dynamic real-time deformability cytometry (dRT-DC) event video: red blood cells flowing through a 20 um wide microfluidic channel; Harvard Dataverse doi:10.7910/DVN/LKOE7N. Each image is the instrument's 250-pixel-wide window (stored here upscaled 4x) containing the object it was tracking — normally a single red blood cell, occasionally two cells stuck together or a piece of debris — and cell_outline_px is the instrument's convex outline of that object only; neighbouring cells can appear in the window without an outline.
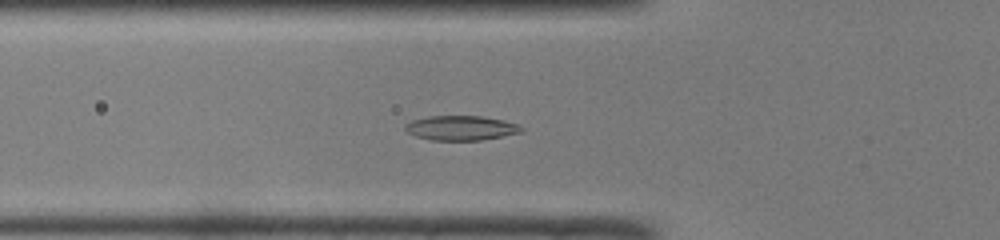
{"species": "common noctule bat (a hibernating species)", "species_latin": "Nyctalus noctula", "temperature_condition": "room temperature", "stored_images_in_passage": 39, "camera_frame_rate_fps": 3000, "um_per_image_px": 0.085, "animal": {"sex": "male", "body_mass_g": 19.0, "forearm_length_mm": 50.8}, "frame": {"image": 1, "passage_image": 7, "time_ms": 2.0, "image_size_px": [1000, 240], "cell_outline_px": [[524, 128], [520, 132], [480, 140], [432, 140], [416, 136], [408, 132], [404, 128], [404, 124], [412, 120], [428, 116], [480, 116], [504, 120], [520, 124]], "centroid_in_image_um": [39.17, 10.86], "position_along_channel_um": 86.6, "area_um2": 16.59}}
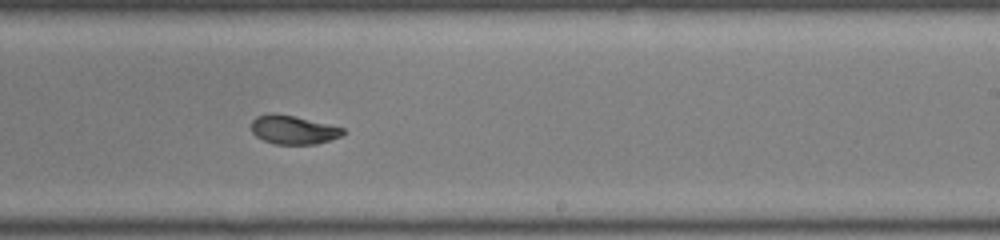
{"frame": {"image": 2, "passage_image": 20, "time_ms": 6.333, "image_size_px": [1000, 240], "cell_outline_px": [[344, 132], [340, 136], [316, 144], [272, 144], [256, 136], [252, 132], [252, 120], [256, 116], [272, 112], [292, 116], [344, 128]], "centroid_in_image_um": [24.87, 11.03], "position_along_channel_um": 264.1, "area_um2": 15.09}}
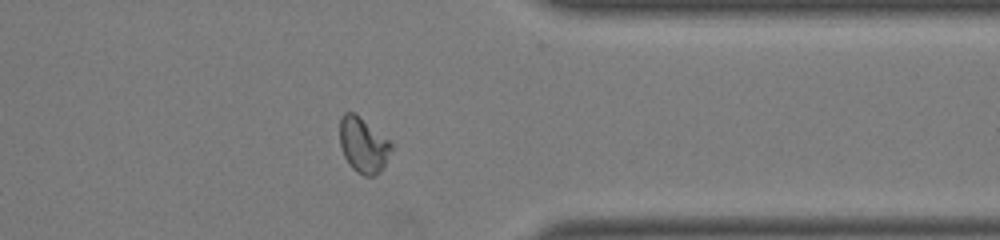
{"frame": {"image": 3, "passage_image": 29, "time_ms": 9.333, "image_size_px": [1000, 240], "cell_outline_px": [[392, 148], [380, 172], [376, 176], [364, 176], [356, 172], [348, 164], [344, 156], [340, 144], [340, 116], [344, 112], [356, 112], [388, 140], [392, 144]], "centroid_in_image_um": [30.85, 12.32], "position_along_channel_um": 380.6, "area_um2": 16.65}, "authors_computed_cell_mechanics": {"area_um2": 16.3574, "velocity_mm_per_s": 4.1005, "shape_relaxation_time_tau1_ms": 7.2747, "shape_relaxation_time_tau2_ms": 1.5457, "deformation_change_tau1": 0.2394, "deformation_change_tau2": 0.0422}}